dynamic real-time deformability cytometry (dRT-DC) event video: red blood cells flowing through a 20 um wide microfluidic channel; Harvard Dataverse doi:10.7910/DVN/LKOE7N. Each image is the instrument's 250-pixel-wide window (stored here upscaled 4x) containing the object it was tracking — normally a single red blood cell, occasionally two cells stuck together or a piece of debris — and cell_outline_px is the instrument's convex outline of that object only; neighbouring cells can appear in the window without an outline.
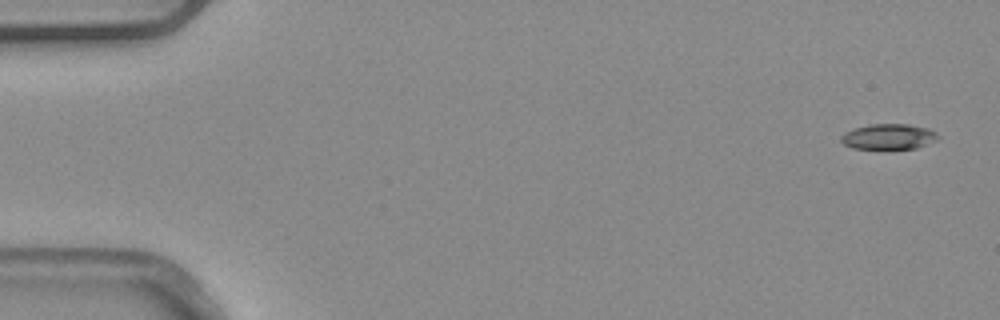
{"species": "common noctule bat (a hibernating species)", "species_latin": "Nyctalus noctula", "temperature_condition": "warm", "stored_images_in_passage": 5, "camera_frame_rate_fps": 3000, "um_per_image_px": 0.085, "animal": {"sex": "male", "body_mass_g": 20.4}, "frame": {"image": 1, "passage_image": 1, "time_ms": 0.0, "image_size_px": [1000, 320], "cell_outline_px": [[940, 136], [936, 140], [916, 148], [852, 148], [844, 144], [840, 140], [840, 136], [844, 132], [868, 124], [908, 124], [928, 128], [936, 132]], "centroid_in_image_um": [75.53, 11.6], "position_along_channel_um": 9.5, "area_um2": 14.28}}
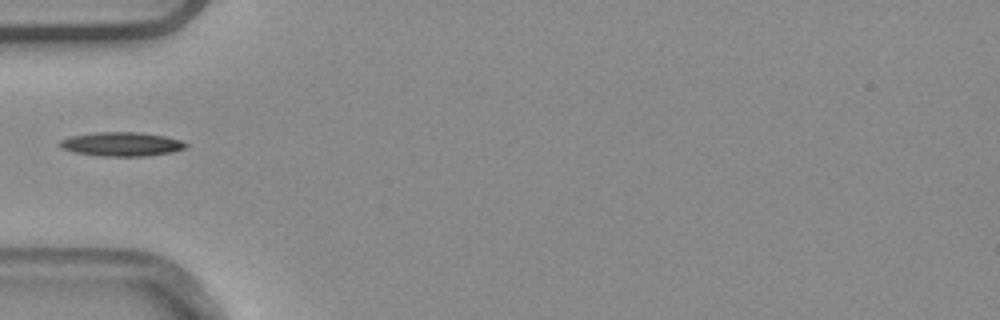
{"frame": {"image": 2, "passage_image": 5, "time_ms": 1.333, "image_size_px": [1000, 320], "cell_outline_px": [[188, 144], [184, 148], [172, 152], [148, 156], [100, 156], [76, 152], [60, 148], [56, 144], [60, 140], [72, 136], [96, 132], [140, 132], [164, 136], [180, 140]], "centroid_in_image_um": [10.31, 12.25], "position_along_channel_um": 74.7, "area_um2": 17.63}}